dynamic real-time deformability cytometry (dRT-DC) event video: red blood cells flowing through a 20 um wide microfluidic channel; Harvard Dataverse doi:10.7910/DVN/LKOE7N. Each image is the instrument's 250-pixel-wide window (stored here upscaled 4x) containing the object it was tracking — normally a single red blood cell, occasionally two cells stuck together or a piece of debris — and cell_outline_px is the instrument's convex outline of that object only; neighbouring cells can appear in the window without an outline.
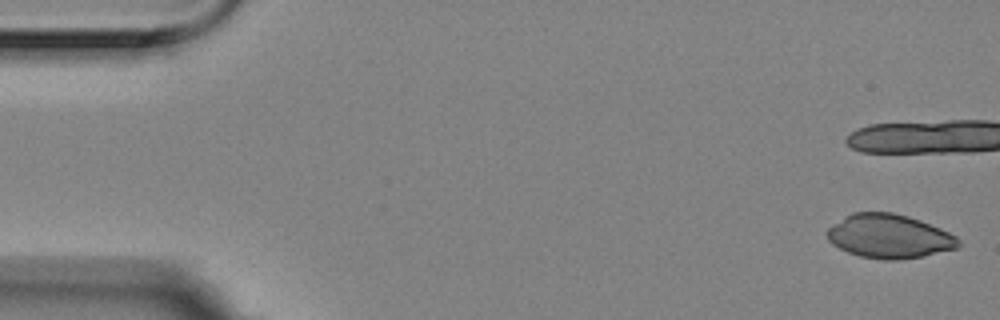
{"species": "Egyptian fruit bat (a non-hibernating species)", "species_latin": "Rousettus aegyptiacus", "temperature_condition": "room temperature", "stored_images_in_passage": 6, "segment_of_instrument_passage": [2, 2], "camera_frame_rate_fps": 3000, "um_per_image_px": 0.085, "animal": {"sex": "female"}, "frame": {"image": 1, "passage_image": 6, "time_ms": 1.667, "image_size_px": [1000, 320], "cell_outline_px": [[960, 248], [924, 256], [900, 260], [884, 260], [860, 256], [848, 252], [832, 244], [828, 240], [828, 228], [844, 216], [852, 212], [892, 212], [908, 216], [920, 220], [940, 228], [956, 236], [960, 240]], "centroid_in_image_um": [75.61, 20.09], "position_along_channel_um": 9.4, "area_um2": 33.76}}